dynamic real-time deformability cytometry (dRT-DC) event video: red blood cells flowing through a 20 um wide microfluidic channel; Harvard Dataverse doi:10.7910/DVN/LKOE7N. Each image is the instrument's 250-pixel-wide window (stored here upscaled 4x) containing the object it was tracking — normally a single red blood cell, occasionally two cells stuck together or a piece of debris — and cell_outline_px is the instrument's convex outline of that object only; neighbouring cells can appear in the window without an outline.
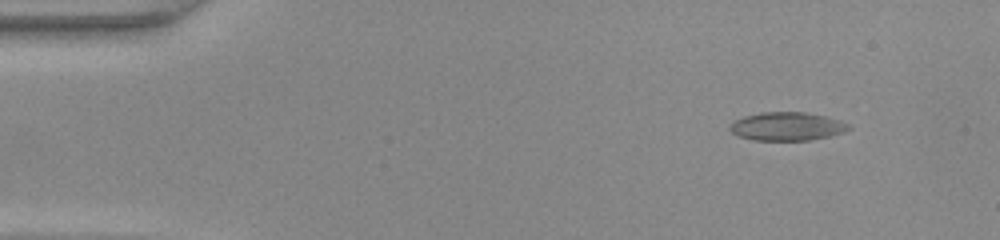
{"species": "common noctule bat (a hibernating species)", "species_latin": "Nyctalus noctula", "temperature_condition": "warm", "stored_images_in_passage": 40, "camera_frame_rate_fps": 3000, "um_per_image_px": 0.085, "animal": {"sex": "female", "body_mass_g": 22.0, "forearm_length_mm": 56.7}, "frame": {"image": 1, "passage_image": 5, "time_ms": 1.333, "image_size_px": [1000, 240], "cell_outline_px": [[852, 128], [844, 132], [828, 136], [808, 140], [752, 140], [740, 136], [732, 132], [728, 128], [728, 124], [732, 120], [744, 116], [760, 112], [804, 112], [824, 116], [840, 120], [848, 124]], "centroid_in_image_um": [66.85, 10.73], "position_along_channel_um": 18.2, "area_um2": 19.71}}
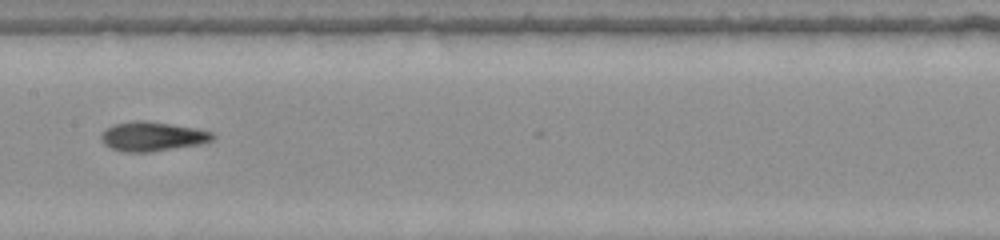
{"frame": {"image": 2, "passage_image": 24, "time_ms": 7.667, "image_size_px": [1000, 240], "cell_outline_px": [[216, 136], [212, 140], [200, 144], [148, 152], [128, 152], [112, 148], [104, 144], [100, 136], [112, 124], [136, 120], [148, 120], [192, 128], [212, 132]], "centroid_in_image_um": [12.94, 11.59], "position_along_channel_um": 194.5, "area_um2": 18.79}}
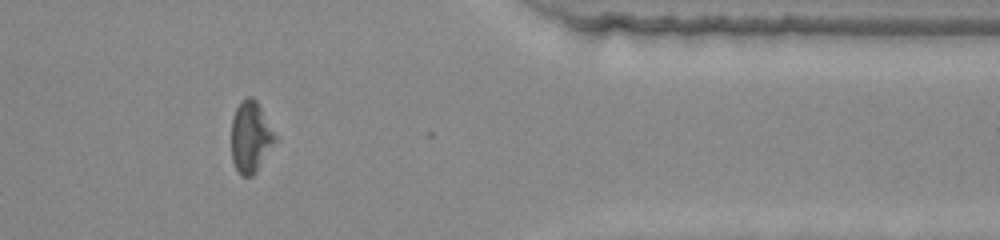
{"frame": {"image": 3, "passage_image": 39, "time_ms": 12.667, "image_size_px": [1000, 240], "cell_outline_px": [[276, 140], [256, 172], [252, 176], [240, 176], [232, 160], [232, 120], [236, 108], [240, 100], [248, 96], [252, 96], [256, 100], [276, 136]], "centroid_in_image_um": [21.28, 11.64], "position_along_channel_um": 390.1, "area_um2": 17.92}}